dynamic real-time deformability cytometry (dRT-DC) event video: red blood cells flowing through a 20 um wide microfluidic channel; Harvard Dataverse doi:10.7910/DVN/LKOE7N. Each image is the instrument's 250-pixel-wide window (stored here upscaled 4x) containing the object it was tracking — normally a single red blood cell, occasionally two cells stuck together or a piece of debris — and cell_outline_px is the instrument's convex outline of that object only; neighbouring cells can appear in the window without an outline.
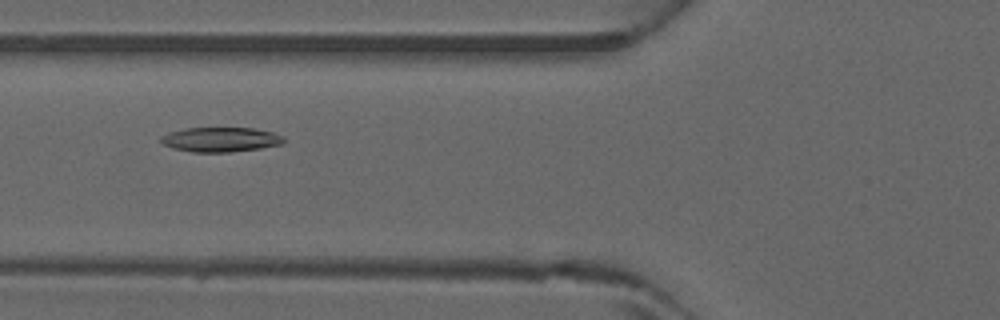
{"species": "common noctule bat (a hibernating species)", "species_latin": "Nyctalus noctula", "temperature_condition": "warm", "stored_images_in_passage": 6, "camera_frame_rate_fps": 3000, "um_per_image_px": 0.085, "animal": {"sex": "male", "forearm_length_mm": 52.5}, "frame": {"image": 1, "passage_image": 6, "time_ms": 1.667, "image_size_px": [1000, 320], "cell_outline_px": [[284, 144], [260, 148], [232, 152], [192, 152], [172, 148], [164, 144], [160, 140], [160, 136], [168, 132], [188, 128], [252, 128], [272, 132], [284, 136]], "centroid_in_image_um": [18.75, 11.86], "position_along_channel_um": 107.0, "area_um2": 17.69}}